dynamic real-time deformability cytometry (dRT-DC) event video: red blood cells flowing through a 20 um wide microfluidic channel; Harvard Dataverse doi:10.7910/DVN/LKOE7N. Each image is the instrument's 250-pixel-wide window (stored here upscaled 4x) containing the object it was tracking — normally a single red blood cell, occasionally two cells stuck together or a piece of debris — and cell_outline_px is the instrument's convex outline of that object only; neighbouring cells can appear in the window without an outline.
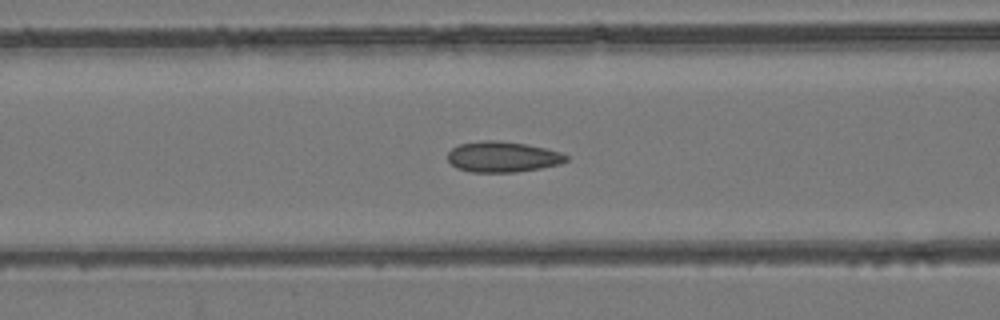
{"species": "common noctule bat (a hibernating species)", "species_latin": "Nyctalus noctula", "temperature_condition": "room temperature", "stored_images_in_passage": 41, "camera_frame_rate_fps": 3000, "um_per_image_px": 0.085, "animal": {"sex": "female", "body_mass_g": 24.6, "forearm_length_mm": 56.2}, "frame": {"image": 1, "passage_image": 22, "time_ms": 7.0, "image_size_px": [1000, 320], "cell_outline_px": [[568, 160], [560, 164], [540, 168], [516, 172], [472, 172], [456, 168], [448, 160], [448, 152], [452, 148], [460, 144], [484, 140], [496, 140], [528, 144], [560, 152], [568, 156]], "centroid_in_image_um": [42.72, 13.33], "position_along_channel_um": 123.9, "area_um2": 21.15}}
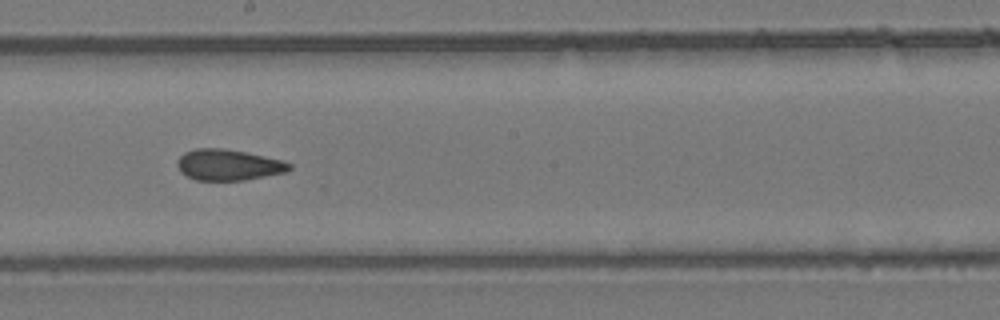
{"frame": {"image": 2, "passage_image": 30, "time_ms": 9.667, "image_size_px": [1000, 320], "cell_outline_px": [[292, 168], [288, 172], [244, 180], [196, 180], [180, 172], [176, 164], [176, 160], [184, 152], [196, 148], [224, 148], [284, 160], [292, 164]], "centroid_in_image_um": [19.42, 14.01], "position_along_channel_um": 228.8, "area_um2": 20.4}}
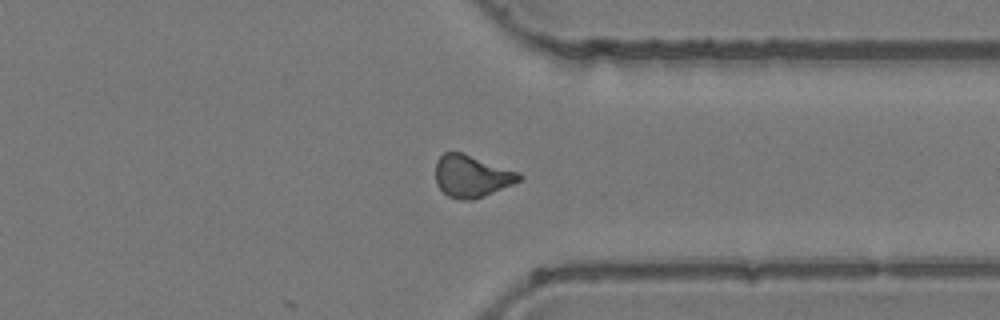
{"frame": {"image": 3, "passage_image": 41, "time_ms": 13.333, "image_size_px": [1000, 320], "cell_outline_px": [[524, 176], [520, 180], [512, 184], [484, 196], [472, 200], [460, 200], [448, 196], [436, 184], [436, 160], [444, 152], [460, 152], [520, 172]], "centroid_in_image_um": [40.09, 14.97], "position_along_channel_um": 371.3, "area_um2": 20.4}, "authors_computed_cell_mechanics": {"area_um2": 21.2704, "velocity_mm_per_s": 3.932, "shape_relaxation_time_tau1_ms": null, "shape_relaxation_time_tau2_ms": 2.6761, "deformation_change_tau1": null, "deformation_change_tau2": 0.0744}}